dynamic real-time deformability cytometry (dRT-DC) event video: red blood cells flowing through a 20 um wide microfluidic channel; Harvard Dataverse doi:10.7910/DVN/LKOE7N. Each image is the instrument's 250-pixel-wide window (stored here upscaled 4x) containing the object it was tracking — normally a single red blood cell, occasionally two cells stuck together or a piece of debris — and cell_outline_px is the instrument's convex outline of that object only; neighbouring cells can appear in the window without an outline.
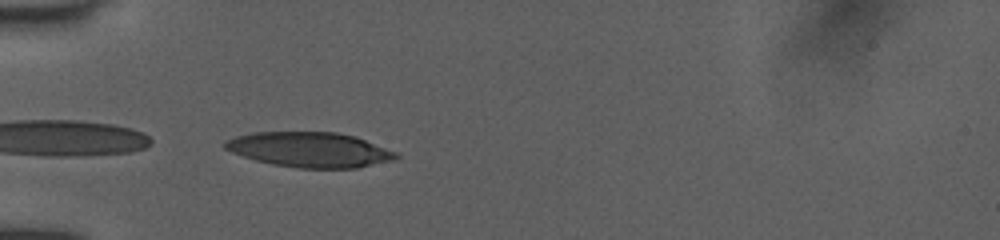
{"species": "human", "species_latin": "Homo sapiens", "temperature_condition": "room temperature", "stored_images_in_passage": 8, "camera_frame_rate_fps": 3000, "um_per_image_px": 0.085, "donor": {"sex": "female"}, "frame": {"image": 1, "passage_image": 1, "time_ms": 0.0, "image_size_px": [1000, 240], "cell_outline_px": [[400, 156], [396, 160], [356, 168], [300, 168], [272, 164], [256, 160], [232, 152], [224, 148], [224, 140], [236, 136], [252, 132], [336, 132], [356, 136], [396, 152]], "centroid_in_image_um": [26.35, 12.72], "position_along_channel_um": 58.7, "area_um2": 34.97}}
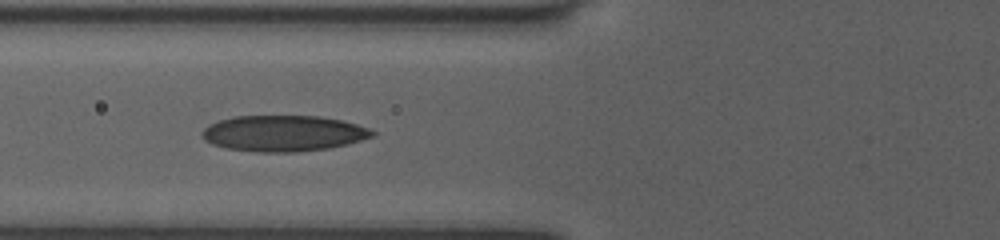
{"frame": {"image": 2, "passage_image": 5, "time_ms": 1.333, "image_size_px": [1000, 240], "cell_outline_px": [[376, 136], [348, 144], [332, 148], [296, 152], [256, 152], [228, 148], [212, 144], [204, 140], [200, 136], [200, 132], [208, 124], [232, 116], [320, 116], [344, 120], [368, 128], [376, 132]], "centroid_in_image_um": [24.1, 11.33], "position_along_channel_um": 101.7, "area_um2": 36.13}}
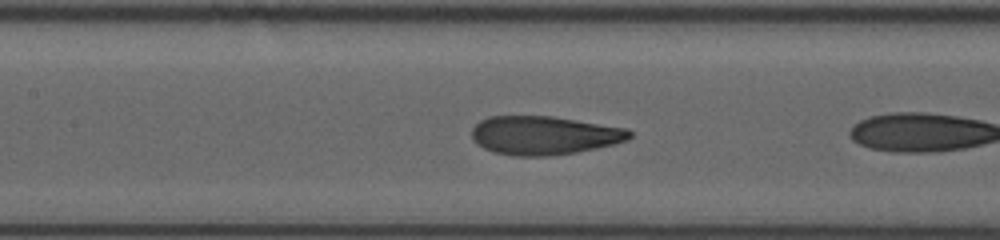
{"frame": {"image": 3, "passage_image": 7, "time_ms": 2.0, "image_size_px": [1000, 240], "cell_outline_px": [[632, 136], [628, 140], [596, 148], [576, 152], [552, 156], [512, 156], [492, 152], [476, 144], [472, 140], [472, 128], [480, 120], [488, 116], [552, 116], [628, 128], [632, 132]], "centroid_in_image_um": [46.23, 11.51], "position_along_channel_um": 161.2, "area_um2": 35.84}}